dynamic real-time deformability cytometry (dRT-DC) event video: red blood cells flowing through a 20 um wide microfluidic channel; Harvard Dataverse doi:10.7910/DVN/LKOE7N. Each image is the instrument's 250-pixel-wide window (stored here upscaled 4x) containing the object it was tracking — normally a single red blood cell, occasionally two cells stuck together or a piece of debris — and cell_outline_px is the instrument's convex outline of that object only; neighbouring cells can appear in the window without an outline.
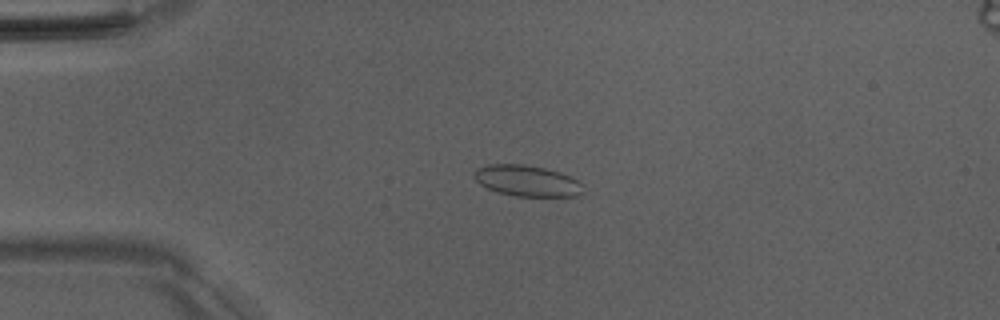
{"species": "Egyptian fruit bat (a non-hibernating species)", "species_latin": "Rousettus aegyptiacus", "temperature_condition": "room temperature", "stored_images_in_passage": 52, "camera_frame_rate_fps": 3000, "um_per_image_px": 0.085, "animal": {"sex": "male"}, "frame": {"image": 1, "passage_image": 13, "time_ms": 4.0, "image_size_px": [1000, 320], "cell_outline_px": [[584, 192], [580, 196], [512, 196], [496, 192], [480, 184], [472, 176], [472, 172], [476, 168], [488, 164], [524, 164], [544, 168], [560, 172], [584, 184]], "centroid_in_image_um": [44.78, 15.37], "position_along_channel_um": 40.2, "area_um2": 20.0}}
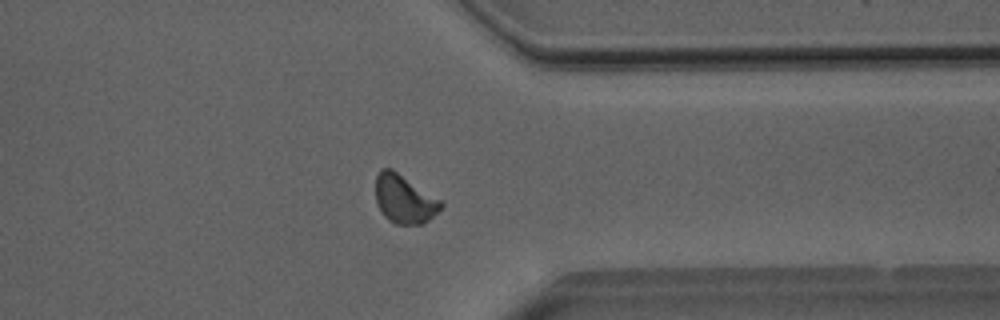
{"frame": {"image": 2, "passage_image": 41, "time_ms": 13.333, "image_size_px": [1000, 320], "cell_outline_px": [[444, 204], [424, 224], [396, 224], [388, 220], [384, 216], [376, 200], [376, 176], [384, 168], [392, 168], [440, 200]], "centroid_in_image_um": [34.35, 16.93], "position_along_channel_um": 377.1, "area_um2": 18.09}}
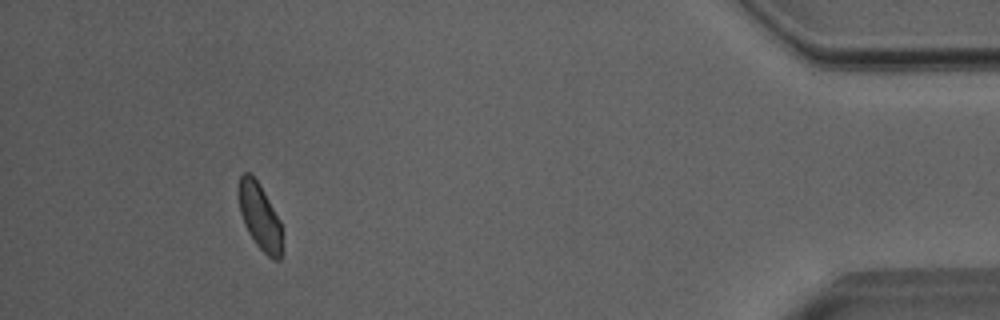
{"frame": {"image": 3, "passage_image": 48, "time_ms": 15.667, "image_size_px": [1000, 320], "cell_outline_px": [[280, 260], [272, 260], [256, 244], [248, 232], [244, 224], [240, 212], [236, 192], [236, 188], [240, 176], [244, 172], [248, 172], [260, 184], [280, 220]], "centroid_in_image_um": [22.01, 18.34], "position_along_channel_um": 413.2, "area_um2": 16.76}, "authors_computed_cell_mechanics": {"area_um2": 18.1492, "velocity_mm_per_s": 4.0051, "shape_relaxation_time_tau1_ms": 7.5346, "shape_relaxation_time_tau2_ms": 1.8091, "deformation_change_tau1": 0.0989, "deformation_change_tau2": 0.0647}}